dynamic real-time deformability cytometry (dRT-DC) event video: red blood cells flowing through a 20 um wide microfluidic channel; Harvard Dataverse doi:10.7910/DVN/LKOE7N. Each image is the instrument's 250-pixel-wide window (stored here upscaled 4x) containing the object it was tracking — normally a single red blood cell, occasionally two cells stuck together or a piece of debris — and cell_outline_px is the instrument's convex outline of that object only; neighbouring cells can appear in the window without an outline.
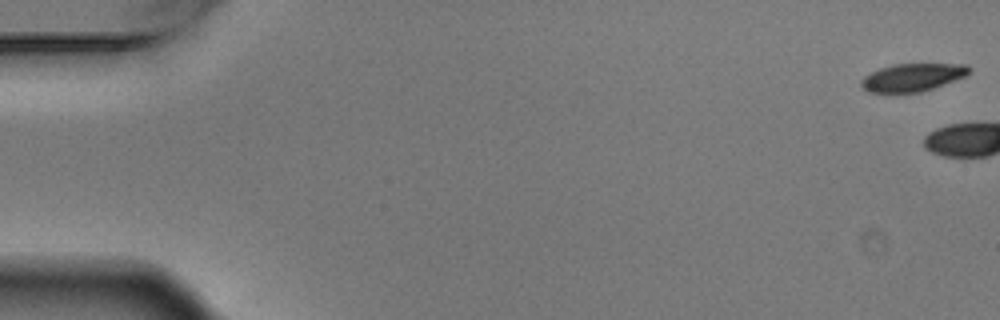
{"species": "Egyptian fruit bat (a non-hibernating species)", "species_latin": "Rousettus aegyptiacus", "temperature_condition": "warm", "stored_images_in_passage": 5, "camera_frame_rate_fps": 3000, "um_per_image_px": 0.085, "animal": {"sex": "male"}, "frame": {"image": 1, "passage_image": 1, "time_ms": 0.0, "image_size_px": [1000, 320], "cell_outline_px": [[972, 68], [964, 76], [932, 88], [920, 92], [896, 96], [868, 92], [860, 84], [860, 80], [864, 76], [880, 68], [896, 64], [968, 64]], "centroid_in_image_um": [77.48, 6.62], "position_along_channel_um": 7.5, "area_um2": 17.92}}